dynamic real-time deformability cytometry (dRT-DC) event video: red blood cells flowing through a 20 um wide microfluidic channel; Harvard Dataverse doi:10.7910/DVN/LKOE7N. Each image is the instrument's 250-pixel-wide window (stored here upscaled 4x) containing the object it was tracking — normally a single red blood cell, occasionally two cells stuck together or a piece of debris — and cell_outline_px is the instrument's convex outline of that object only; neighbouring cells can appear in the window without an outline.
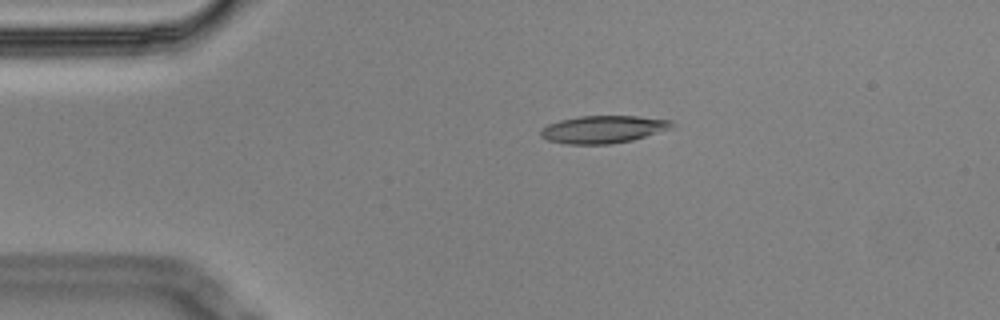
{"species": "Egyptian fruit bat (a non-hibernating species)", "species_latin": "Rousettus aegyptiacus", "temperature_condition": "cold", "stored_images_in_passage": 8, "camera_frame_rate_fps": 3000, "um_per_image_px": 0.085, "animal": {"sex": "male"}, "frame": {"image": 1, "passage_image": 2, "time_ms": 0.333, "image_size_px": [1000, 320], "cell_outline_px": [[676, 124], [672, 128], [632, 140], [608, 144], [568, 144], [548, 140], [540, 136], [540, 128], [548, 124], [560, 120], [580, 116], [636, 116], [672, 120]], "centroid_in_image_um": [51.27, 10.99], "position_along_channel_um": 33.7, "area_um2": 21.04}}
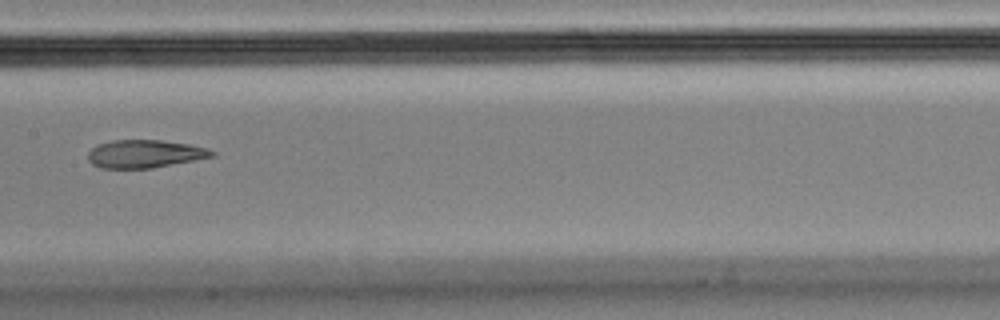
{"frame": {"image": 2, "passage_image": 7, "time_ms": 2.0, "image_size_px": [1000, 320], "cell_outline_px": [[216, 156], [196, 160], [152, 168], [100, 168], [92, 164], [88, 160], [88, 152], [96, 144], [112, 140], [160, 140], [188, 144], [208, 148], [216, 152]], "centroid_in_image_um": [12.31, 13.08], "position_along_channel_um": 195.1, "area_um2": 20.35}}
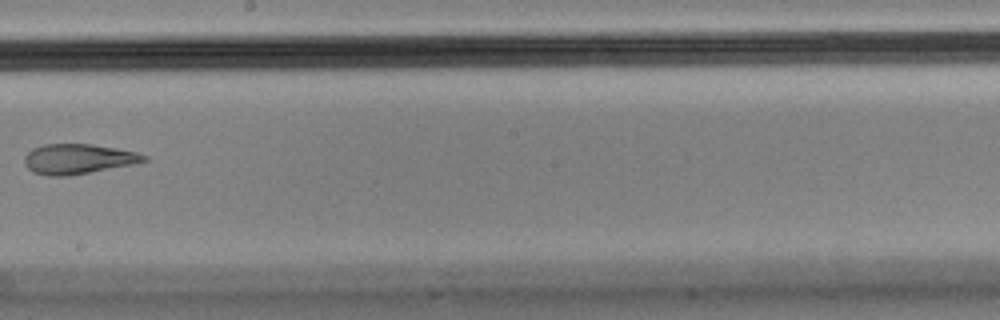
{"frame": {"image": 3, "passage_image": 8, "time_ms": 2.333, "image_size_px": [1000, 320], "cell_outline_px": [[148, 160], [132, 164], [68, 176], [48, 176], [32, 172], [24, 164], [24, 156], [32, 148], [44, 144], [92, 144], [116, 148], [136, 152], [148, 156]], "centroid_in_image_um": [6.6, 13.51], "position_along_channel_um": 241.6, "area_um2": 20.87}}